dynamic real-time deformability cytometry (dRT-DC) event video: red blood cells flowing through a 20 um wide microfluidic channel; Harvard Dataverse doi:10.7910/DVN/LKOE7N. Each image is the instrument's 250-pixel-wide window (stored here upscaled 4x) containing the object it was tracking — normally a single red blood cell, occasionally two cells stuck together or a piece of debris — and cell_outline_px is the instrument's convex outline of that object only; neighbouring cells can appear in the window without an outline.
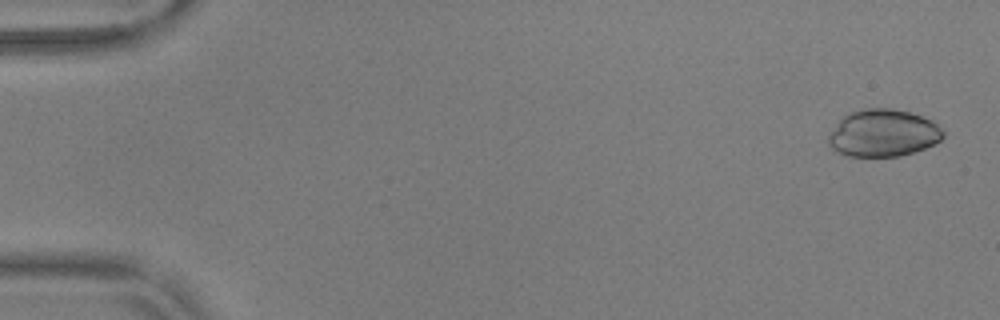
{"species": "common noctule bat (a hibernating species)", "species_latin": "Nyctalus noctula", "temperature_condition": "warm", "stored_images_in_passage": 55, "camera_frame_rate_fps": 3000, "um_per_image_px": 0.085, "animal": {"sex": "male", "body_mass_g": 17.9, "forearm_length_mm": 54.2}, "frame": {"image": 1, "passage_image": 2, "time_ms": 0.333, "image_size_px": [1000, 320], "cell_outline_px": [[944, 136], [940, 140], [924, 148], [900, 156], [848, 156], [832, 152], [828, 144], [828, 136], [840, 120], [844, 116], [852, 112], [868, 108], [892, 108], [908, 112], [932, 120], [944, 132]], "centroid_in_image_um": [75.03, 11.33], "position_along_channel_um": 10.0, "area_um2": 31.39}}
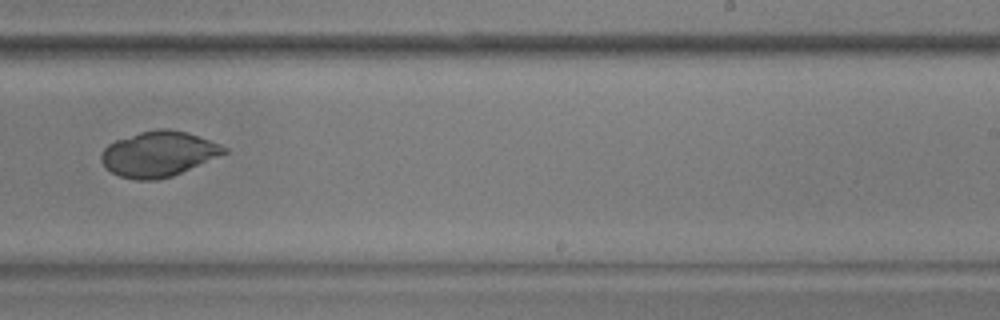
{"frame": {"image": 2, "passage_image": 35, "time_ms": 11.333, "image_size_px": [1000, 320], "cell_outline_px": [[228, 152], [172, 176], [156, 180], [136, 180], [120, 176], [112, 172], [100, 160], [100, 156], [104, 148], [108, 144], [116, 140], [140, 132], [160, 128], [168, 128], [188, 132], [220, 144], [228, 148]], "centroid_in_image_um": [13.48, 13.07], "position_along_channel_um": 275.5, "area_um2": 32.25}}
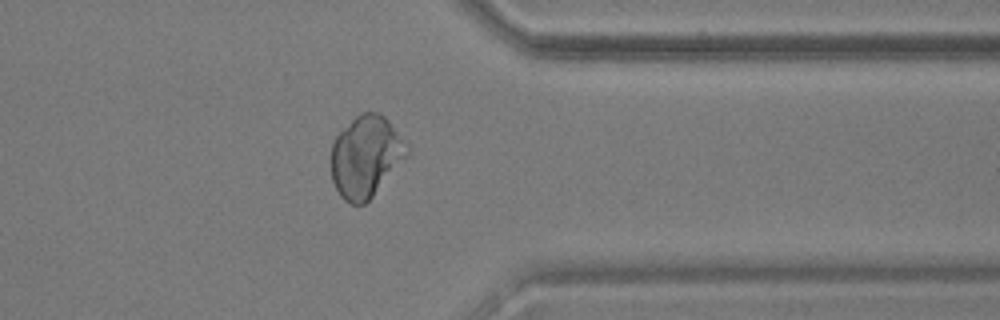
{"frame": {"image": 3, "passage_image": 44, "time_ms": 14.333, "image_size_px": [1000, 320], "cell_outline_px": [[408, 156], [372, 196], [364, 204], [352, 204], [344, 200], [340, 196], [332, 180], [332, 144], [336, 136], [360, 112], [380, 112], [388, 120], [408, 144]], "centroid_in_image_um": [31.11, 13.29], "position_along_channel_um": 380.3, "area_um2": 35.78}}